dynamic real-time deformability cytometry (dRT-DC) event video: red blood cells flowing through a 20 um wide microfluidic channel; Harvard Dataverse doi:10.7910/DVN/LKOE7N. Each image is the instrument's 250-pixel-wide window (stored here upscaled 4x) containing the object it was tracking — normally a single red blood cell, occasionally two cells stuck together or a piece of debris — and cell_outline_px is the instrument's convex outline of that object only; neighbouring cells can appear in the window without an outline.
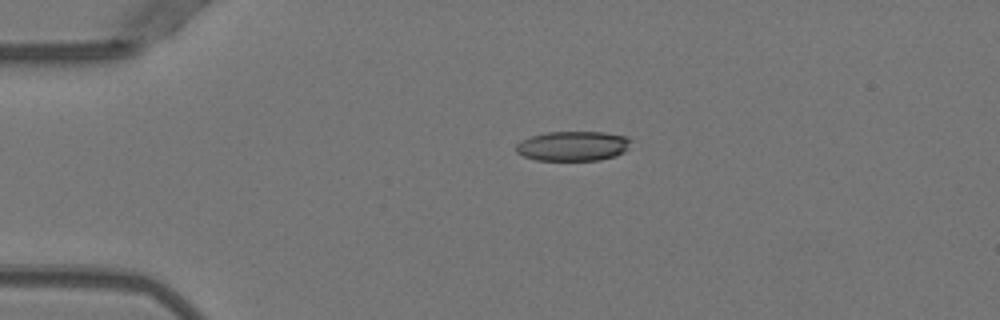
{"species": "Egyptian fruit bat (a non-hibernating species)", "species_latin": "Rousettus aegyptiacus", "temperature_condition": "warm", "stored_images_in_passage": 40, "camera_frame_rate_fps": 3000, "um_per_image_px": 0.085, "animal": {"sex": "female"}, "frame": {"image": 1, "passage_image": 1, "time_ms": 0.0, "image_size_px": [1000, 320], "cell_outline_px": [[632, 140], [628, 148], [624, 152], [616, 156], [600, 160], [536, 160], [524, 156], [516, 152], [516, 144], [520, 140], [532, 136], [548, 132], [604, 132], [628, 136]], "centroid_in_image_um": [48.73, 12.41], "position_along_channel_um": 36.3, "area_um2": 20.06}}
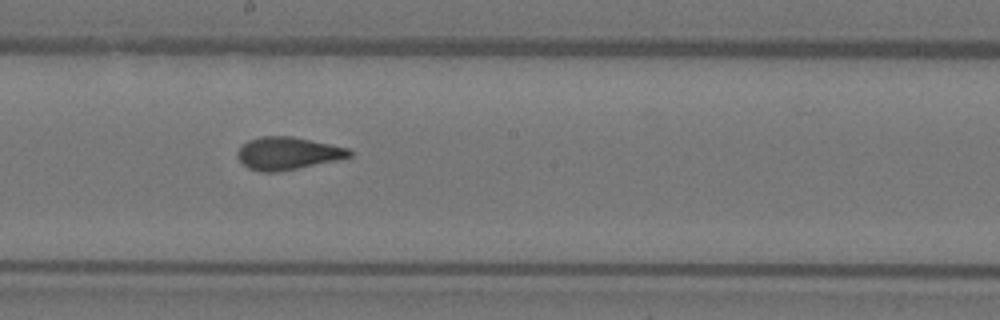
{"frame": {"image": 2, "passage_image": 18, "time_ms": 5.667, "image_size_px": [1000, 320], "cell_outline_px": [[352, 156], [340, 160], [276, 172], [260, 172], [248, 168], [236, 156], [236, 152], [248, 140], [260, 136], [292, 136], [348, 148], [352, 152]], "centroid_in_image_um": [24.46, 13.04], "position_along_channel_um": 223.7, "area_um2": 21.27}}
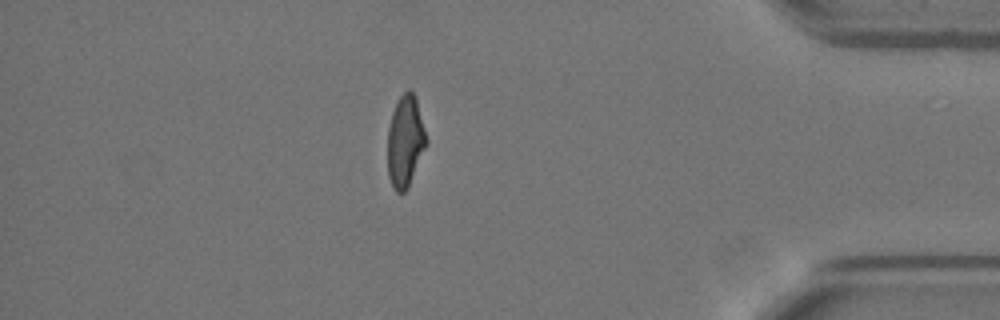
{"frame": {"image": 3, "passage_image": 34, "time_ms": 11.0, "image_size_px": [1000, 320], "cell_outline_px": [[428, 144], [408, 188], [404, 192], [396, 192], [392, 188], [388, 176], [388, 128], [392, 112], [400, 96], [408, 88], [416, 96], [428, 140]], "centroid_in_image_um": [34.46, 12.03], "position_along_channel_um": 400.7, "area_um2": 20.98}, "authors_computed_cell_mechanics": {"area_um2": 21.2126, "velocity_mm_per_s": 4.0158, "shape_relaxation_time_tau1_ms": 7.3598, "shape_relaxation_time_tau2_ms": 1.27, "deformation_change_tau1": 0.2305, "deformation_change_tau2": 0.0798}}